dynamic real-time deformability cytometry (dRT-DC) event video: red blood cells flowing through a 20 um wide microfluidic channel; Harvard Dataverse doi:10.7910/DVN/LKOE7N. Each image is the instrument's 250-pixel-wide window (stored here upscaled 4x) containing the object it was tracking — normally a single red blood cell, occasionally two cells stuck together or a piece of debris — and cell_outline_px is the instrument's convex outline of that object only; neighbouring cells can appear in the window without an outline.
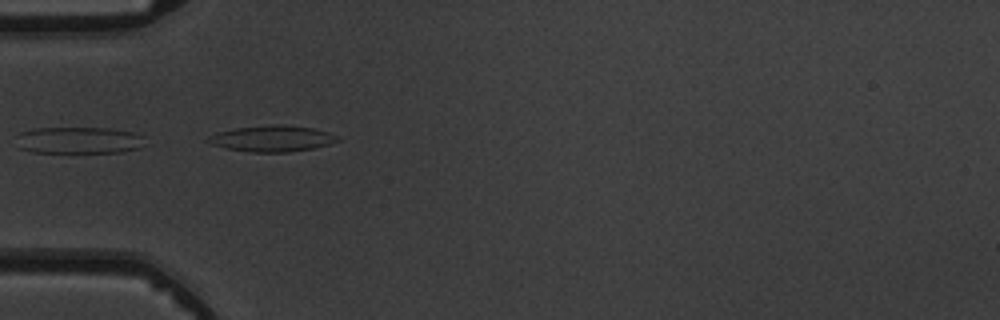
{"species": "common noctule bat (a hibernating species)", "species_latin": "Nyctalus noctula", "temperature_condition": "warm", "stored_images_in_passage": 6, "camera_frame_rate_fps": 3000, "um_per_image_px": 0.085, "animal": {"sex": "male", "body_mass_g": 19.5, "forearm_length_mm": 54.6}, "frame": {"image": 1, "passage_image": 5, "time_ms": 4.667, "image_size_px": [1000, 320], "cell_outline_px": [[144, 136], [140, 148], [120, 152], [32, 152], [16, 148], [16, 136], [20, 132], [36, 128], [108, 128], [136, 132]], "centroid_in_image_um": [6.65, 11.92], "position_along_channel_um": 78.4, "area_um2": 20.23}}